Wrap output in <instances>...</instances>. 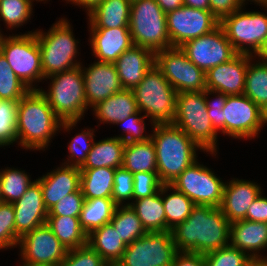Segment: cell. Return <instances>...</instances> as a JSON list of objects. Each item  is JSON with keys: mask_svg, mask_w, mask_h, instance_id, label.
I'll list each match as a JSON object with an SVG mask.
<instances>
[{"mask_svg": "<svg viewBox=\"0 0 267 266\" xmlns=\"http://www.w3.org/2000/svg\"><path fill=\"white\" fill-rule=\"evenodd\" d=\"M250 266H267V257L259 258V259H252Z\"/></svg>", "mask_w": 267, "mask_h": 266, "instance_id": "obj_58", "label": "cell"}, {"mask_svg": "<svg viewBox=\"0 0 267 266\" xmlns=\"http://www.w3.org/2000/svg\"><path fill=\"white\" fill-rule=\"evenodd\" d=\"M19 101L0 100V147L16 142V113Z\"/></svg>", "mask_w": 267, "mask_h": 266, "instance_id": "obj_43", "label": "cell"}, {"mask_svg": "<svg viewBox=\"0 0 267 266\" xmlns=\"http://www.w3.org/2000/svg\"><path fill=\"white\" fill-rule=\"evenodd\" d=\"M123 89L133 90L155 65V54L133 45L114 62Z\"/></svg>", "mask_w": 267, "mask_h": 266, "instance_id": "obj_23", "label": "cell"}, {"mask_svg": "<svg viewBox=\"0 0 267 266\" xmlns=\"http://www.w3.org/2000/svg\"><path fill=\"white\" fill-rule=\"evenodd\" d=\"M77 122L61 121L39 89L29 90L17 104L16 142L24 149L43 150L56 131H70Z\"/></svg>", "mask_w": 267, "mask_h": 266, "instance_id": "obj_2", "label": "cell"}, {"mask_svg": "<svg viewBox=\"0 0 267 266\" xmlns=\"http://www.w3.org/2000/svg\"><path fill=\"white\" fill-rule=\"evenodd\" d=\"M18 245L27 266H59L68 252L46 224L24 234Z\"/></svg>", "mask_w": 267, "mask_h": 266, "instance_id": "obj_15", "label": "cell"}, {"mask_svg": "<svg viewBox=\"0 0 267 266\" xmlns=\"http://www.w3.org/2000/svg\"><path fill=\"white\" fill-rule=\"evenodd\" d=\"M1 52L20 81L30 90H36L33 82L44 80V75L41 66V52L35 31H28L27 34L5 36Z\"/></svg>", "mask_w": 267, "mask_h": 266, "instance_id": "obj_9", "label": "cell"}, {"mask_svg": "<svg viewBox=\"0 0 267 266\" xmlns=\"http://www.w3.org/2000/svg\"><path fill=\"white\" fill-rule=\"evenodd\" d=\"M257 56L262 62H267V40L255 57Z\"/></svg>", "mask_w": 267, "mask_h": 266, "instance_id": "obj_57", "label": "cell"}, {"mask_svg": "<svg viewBox=\"0 0 267 266\" xmlns=\"http://www.w3.org/2000/svg\"><path fill=\"white\" fill-rule=\"evenodd\" d=\"M211 13L220 21L223 17L242 8V0H209Z\"/></svg>", "mask_w": 267, "mask_h": 266, "instance_id": "obj_51", "label": "cell"}, {"mask_svg": "<svg viewBox=\"0 0 267 266\" xmlns=\"http://www.w3.org/2000/svg\"><path fill=\"white\" fill-rule=\"evenodd\" d=\"M161 9L168 13L184 5L183 0H155Z\"/></svg>", "mask_w": 267, "mask_h": 266, "instance_id": "obj_54", "label": "cell"}, {"mask_svg": "<svg viewBox=\"0 0 267 266\" xmlns=\"http://www.w3.org/2000/svg\"><path fill=\"white\" fill-rule=\"evenodd\" d=\"M48 93L39 89L47 98L48 103L61 121H79L83 117L87 106L84 88V77L81 66L74 69L53 74Z\"/></svg>", "mask_w": 267, "mask_h": 266, "instance_id": "obj_6", "label": "cell"}, {"mask_svg": "<svg viewBox=\"0 0 267 266\" xmlns=\"http://www.w3.org/2000/svg\"><path fill=\"white\" fill-rule=\"evenodd\" d=\"M130 0H103L89 16V28L129 27L131 13Z\"/></svg>", "mask_w": 267, "mask_h": 266, "instance_id": "obj_26", "label": "cell"}, {"mask_svg": "<svg viewBox=\"0 0 267 266\" xmlns=\"http://www.w3.org/2000/svg\"><path fill=\"white\" fill-rule=\"evenodd\" d=\"M138 110L151 118V125L173 123L177 92L154 65L133 89Z\"/></svg>", "mask_w": 267, "mask_h": 266, "instance_id": "obj_7", "label": "cell"}, {"mask_svg": "<svg viewBox=\"0 0 267 266\" xmlns=\"http://www.w3.org/2000/svg\"><path fill=\"white\" fill-rule=\"evenodd\" d=\"M123 167L132 174L137 172L157 173L156 151L151 137L146 141L126 143Z\"/></svg>", "mask_w": 267, "mask_h": 266, "instance_id": "obj_32", "label": "cell"}, {"mask_svg": "<svg viewBox=\"0 0 267 266\" xmlns=\"http://www.w3.org/2000/svg\"><path fill=\"white\" fill-rule=\"evenodd\" d=\"M229 245L240 251H247L252 259L265 258L259 251L267 248V223L250 220L230 223Z\"/></svg>", "mask_w": 267, "mask_h": 266, "instance_id": "obj_25", "label": "cell"}, {"mask_svg": "<svg viewBox=\"0 0 267 266\" xmlns=\"http://www.w3.org/2000/svg\"><path fill=\"white\" fill-rule=\"evenodd\" d=\"M206 266H250L252 258L247 252L227 246L204 254Z\"/></svg>", "mask_w": 267, "mask_h": 266, "instance_id": "obj_41", "label": "cell"}, {"mask_svg": "<svg viewBox=\"0 0 267 266\" xmlns=\"http://www.w3.org/2000/svg\"><path fill=\"white\" fill-rule=\"evenodd\" d=\"M242 1H243V3L246 2V0H242ZM249 1H251V2L253 1V2L259 4V6L261 4V6H263L264 8L267 9V0H249Z\"/></svg>", "mask_w": 267, "mask_h": 266, "instance_id": "obj_59", "label": "cell"}, {"mask_svg": "<svg viewBox=\"0 0 267 266\" xmlns=\"http://www.w3.org/2000/svg\"><path fill=\"white\" fill-rule=\"evenodd\" d=\"M195 205L220 207L225 183L196 160L170 184Z\"/></svg>", "mask_w": 267, "mask_h": 266, "instance_id": "obj_13", "label": "cell"}, {"mask_svg": "<svg viewBox=\"0 0 267 266\" xmlns=\"http://www.w3.org/2000/svg\"><path fill=\"white\" fill-rule=\"evenodd\" d=\"M46 225L67 250L87 244L88 235L81 227L79 217L47 216Z\"/></svg>", "mask_w": 267, "mask_h": 266, "instance_id": "obj_33", "label": "cell"}, {"mask_svg": "<svg viewBox=\"0 0 267 266\" xmlns=\"http://www.w3.org/2000/svg\"><path fill=\"white\" fill-rule=\"evenodd\" d=\"M252 57L247 66L244 95L259 106L267 109V62L260 60L252 63Z\"/></svg>", "mask_w": 267, "mask_h": 266, "instance_id": "obj_36", "label": "cell"}, {"mask_svg": "<svg viewBox=\"0 0 267 266\" xmlns=\"http://www.w3.org/2000/svg\"><path fill=\"white\" fill-rule=\"evenodd\" d=\"M89 66H81L87 106L93 107L123 90L114 63L97 61Z\"/></svg>", "mask_w": 267, "mask_h": 266, "instance_id": "obj_19", "label": "cell"}, {"mask_svg": "<svg viewBox=\"0 0 267 266\" xmlns=\"http://www.w3.org/2000/svg\"><path fill=\"white\" fill-rule=\"evenodd\" d=\"M169 189L170 194L166 195ZM162 202L166 214V231H171L176 225L185 221L196 206L184 193L177 191L171 185H162Z\"/></svg>", "mask_w": 267, "mask_h": 266, "instance_id": "obj_35", "label": "cell"}, {"mask_svg": "<svg viewBox=\"0 0 267 266\" xmlns=\"http://www.w3.org/2000/svg\"><path fill=\"white\" fill-rule=\"evenodd\" d=\"M245 220L267 223V198L261 193L248 208Z\"/></svg>", "mask_w": 267, "mask_h": 266, "instance_id": "obj_52", "label": "cell"}, {"mask_svg": "<svg viewBox=\"0 0 267 266\" xmlns=\"http://www.w3.org/2000/svg\"><path fill=\"white\" fill-rule=\"evenodd\" d=\"M184 6L210 11L209 0H183Z\"/></svg>", "mask_w": 267, "mask_h": 266, "instance_id": "obj_56", "label": "cell"}, {"mask_svg": "<svg viewBox=\"0 0 267 266\" xmlns=\"http://www.w3.org/2000/svg\"><path fill=\"white\" fill-rule=\"evenodd\" d=\"M68 2H71V4L78 5L79 7L85 8L88 12H91L100 2L103 0H66Z\"/></svg>", "mask_w": 267, "mask_h": 266, "instance_id": "obj_55", "label": "cell"}, {"mask_svg": "<svg viewBox=\"0 0 267 266\" xmlns=\"http://www.w3.org/2000/svg\"><path fill=\"white\" fill-rule=\"evenodd\" d=\"M152 126L154 134L150 135L156 151L157 175L163 185H170L197 160L196 151L200 147L172 123Z\"/></svg>", "mask_w": 267, "mask_h": 266, "instance_id": "obj_3", "label": "cell"}, {"mask_svg": "<svg viewBox=\"0 0 267 266\" xmlns=\"http://www.w3.org/2000/svg\"><path fill=\"white\" fill-rule=\"evenodd\" d=\"M94 129H85L77 134L69 142L68 150L70 155L65 165L81 168L87 160V155L90 152L94 143ZM68 162V163H67Z\"/></svg>", "mask_w": 267, "mask_h": 266, "instance_id": "obj_42", "label": "cell"}, {"mask_svg": "<svg viewBox=\"0 0 267 266\" xmlns=\"http://www.w3.org/2000/svg\"><path fill=\"white\" fill-rule=\"evenodd\" d=\"M224 134L244 139L258 137L265 125L264 111L246 95H228L223 108Z\"/></svg>", "mask_w": 267, "mask_h": 266, "instance_id": "obj_14", "label": "cell"}, {"mask_svg": "<svg viewBox=\"0 0 267 266\" xmlns=\"http://www.w3.org/2000/svg\"><path fill=\"white\" fill-rule=\"evenodd\" d=\"M141 111L138 110L137 112L131 114L123 121L117 122L115 125H121L123 128V132L126 133L125 135L115 136L119 139L123 140L125 143L131 142H140L146 141L151 137V135H143L145 131V122L144 119L147 118L145 115L141 116ZM139 116V117H138ZM141 116V117H140Z\"/></svg>", "mask_w": 267, "mask_h": 266, "instance_id": "obj_46", "label": "cell"}, {"mask_svg": "<svg viewBox=\"0 0 267 266\" xmlns=\"http://www.w3.org/2000/svg\"><path fill=\"white\" fill-rule=\"evenodd\" d=\"M125 145L123 140L114 136L98 142L94 141L87 160L80 169L122 167Z\"/></svg>", "mask_w": 267, "mask_h": 266, "instance_id": "obj_28", "label": "cell"}, {"mask_svg": "<svg viewBox=\"0 0 267 266\" xmlns=\"http://www.w3.org/2000/svg\"><path fill=\"white\" fill-rule=\"evenodd\" d=\"M16 237L15 211L13 204L0 203V249L18 246Z\"/></svg>", "mask_w": 267, "mask_h": 266, "instance_id": "obj_44", "label": "cell"}, {"mask_svg": "<svg viewBox=\"0 0 267 266\" xmlns=\"http://www.w3.org/2000/svg\"><path fill=\"white\" fill-rule=\"evenodd\" d=\"M85 197L79 188L76 192L66 195L48 210V216L80 217Z\"/></svg>", "mask_w": 267, "mask_h": 266, "instance_id": "obj_48", "label": "cell"}, {"mask_svg": "<svg viewBox=\"0 0 267 266\" xmlns=\"http://www.w3.org/2000/svg\"><path fill=\"white\" fill-rule=\"evenodd\" d=\"M129 30L133 44L154 54L172 47L166 13L155 0H135L131 4Z\"/></svg>", "mask_w": 267, "mask_h": 266, "instance_id": "obj_8", "label": "cell"}, {"mask_svg": "<svg viewBox=\"0 0 267 266\" xmlns=\"http://www.w3.org/2000/svg\"><path fill=\"white\" fill-rule=\"evenodd\" d=\"M100 123L116 124L138 111L133 90L123 89L92 107Z\"/></svg>", "mask_w": 267, "mask_h": 266, "instance_id": "obj_27", "label": "cell"}, {"mask_svg": "<svg viewBox=\"0 0 267 266\" xmlns=\"http://www.w3.org/2000/svg\"><path fill=\"white\" fill-rule=\"evenodd\" d=\"M155 65L177 93L206 90V74L190 61L180 47L155 53Z\"/></svg>", "mask_w": 267, "mask_h": 266, "instance_id": "obj_12", "label": "cell"}, {"mask_svg": "<svg viewBox=\"0 0 267 266\" xmlns=\"http://www.w3.org/2000/svg\"><path fill=\"white\" fill-rule=\"evenodd\" d=\"M5 36L2 35L1 31H0V52H1V46H2V42Z\"/></svg>", "mask_w": 267, "mask_h": 266, "instance_id": "obj_60", "label": "cell"}, {"mask_svg": "<svg viewBox=\"0 0 267 266\" xmlns=\"http://www.w3.org/2000/svg\"><path fill=\"white\" fill-rule=\"evenodd\" d=\"M216 94V99L212 101L208 99V95ZM227 96L223 93L213 92L210 90H205V101L207 106V112L209 119L212 123L214 130L218 133L221 131L224 134V124H223V108L227 101Z\"/></svg>", "mask_w": 267, "mask_h": 266, "instance_id": "obj_50", "label": "cell"}, {"mask_svg": "<svg viewBox=\"0 0 267 266\" xmlns=\"http://www.w3.org/2000/svg\"><path fill=\"white\" fill-rule=\"evenodd\" d=\"M59 266H110L88 243L68 250Z\"/></svg>", "mask_w": 267, "mask_h": 266, "instance_id": "obj_45", "label": "cell"}, {"mask_svg": "<svg viewBox=\"0 0 267 266\" xmlns=\"http://www.w3.org/2000/svg\"><path fill=\"white\" fill-rule=\"evenodd\" d=\"M134 179L133 174L123 166L116 168L114 175V185L112 199L117 205H123L128 200L133 199Z\"/></svg>", "mask_w": 267, "mask_h": 266, "instance_id": "obj_47", "label": "cell"}, {"mask_svg": "<svg viewBox=\"0 0 267 266\" xmlns=\"http://www.w3.org/2000/svg\"><path fill=\"white\" fill-rule=\"evenodd\" d=\"M87 243L110 265L122 258L127 245L109 222L88 234Z\"/></svg>", "mask_w": 267, "mask_h": 266, "instance_id": "obj_29", "label": "cell"}, {"mask_svg": "<svg viewBox=\"0 0 267 266\" xmlns=\"http://www.w3.org/2000/svg\"><path fill=\"white\" fill-rule=\"evenodd\" d=\"M166 22L172 47H180L188 40L205 35L219 25L211 11L184 5L166 13Z\"/></svg>", "mask_w": 267, "mask_h": 266, "instance_id": "obj_17", "label": "cell"}, {"mask_svg": "<svg viewBox=\"0 0 267 266\" xmlns=\"http://www.w3.org/2000/svg\"><path fill=\"white\" fill-rule=\"evenodd\" d=\"M171 233L178 252L204 255L230 244V222L220 207L196 205Z\"/></svg>", "mask_w": 267, "mask_h": 266, "instance_id": "obj_1", "label": "cell"}, {"mask_svg": "<svg viewBox=\"0 0 267 266\" xmlns=\"http://www.w3.org/2000/svg\"><path fill=\"white\" fill-rule=\"evenodd\" d=\"M110 223L126 245L147 233L136 212L130 205H117Z\"/></svg>", "mask_w": 267, "mask_h": 266, "instance_id": "obj_37", "label": "cell"}, {"mask_svg": "<svg viewBox=\"0 0 267 266\" xmlns=\"http://www.w3.org/2000/svg\"><path fill=\"white\" fill-rule=\"evenodd\" d=\"M264 122L267 123V109L264 111Z\"/></svg>", "mask_w": 267, "mask_h": 266, "instance_id": "obj_61", "label": "cell"}, {"mask_svg": "<svg viewBox=\"0 0 267 266\" xmlns=\"http://www.w3.org/2000/svg\"><path fill=\"white\" fill-rule=\"evenodd\" d=\"M241 9L223 17L219 25L238 54L256 56L267 40V14Z\"/></svg>", "mask_w": 267, "mask_h": 266, "instance_id": "obj_10", "label": "cell"}, {"mask_svg": "<svg viewBox=\"0 0 267 266\" xmlns=\"http://www.w3.org/2000/svg\"><path fill=\"white\" fill-rule=\"evenodd\" d=\"M25 171L7 167L0 171L2 202L13 204L33 183Z\"/></svg>", "mask_w": 267, "mask_h": 266, "instance_id": "obj_38", "label": "cell"}, {"mask_svg": "<svg viewBox=\"0 0 267 266\" xmlns=\"http://www.w3.org/2000/svg\"><path fill=\"white\" fill-rule=\"evenodd\" d=\"M172 124L187 134L200 150L216 156L218 133L209 119L205 91L177 93L176 113Z\"/></svg>", "mask_w": 267, "mask_h": 266, "instance_id": "obj_4", "label": "cell"}, {"mask_svg": "<svg viewBox=\"0 0 267 266\" xmlns=\"http://www.w3.org/2000/svg\"><path fill=\"white\" fill-rule=\"evenodd\" d=\"M16 237L46 224L48 210L43 202V193L38 179L28 187L22 197L13 203Z\"/></svg>", "mask_w": 267, "mask_h": 266, "instance_id": "obj_20", "label": "cell"}, {"mask_svg": "<svg viewBox=\"0 0 267 266\" xmlns=\"http://www.w3.org/2000/svg\"><path fill=\"white\" fill-rule=\"evenodd\" d=\"M29 90L13 72L6 57L0 52V100L20 101Z\"/></svg>", "mask_w": 267, "mask_h": 266, "instance_id": "obj_39", "label": "cell"}, {"mask_svg": "<svg viewBox=\"0 0 267 266\" xmlns=\"http://www.w3.org/2000/svg\"><path fill=\"white\" fill-rule=\"evenodd\" d=\"M177 253L171 231L147 232L127 245L115 266H172Z\"/></svg>", "mask_w": 267, "mask_h": 266, "instance_id": "obj_11", "label": "cell"}, {"mask_svg": "<svg viewBox=\"0 0 267 266\" xmlns=\"http://www.w3.org/2000/svg\"><path fill=\"white\" fill-rule=\"evenodd\" d=\"M255 56L237 54L229 62L210 68L206 74V89L225 95L244 94L249 60Z\"/></svg>", "mask_w": 267, "mask_h": 266, "instance_id": "obj_18", "label": "cell"}, {"mask_svg": "<svg viewBox=\"0 0 267 266\" xmlns=\"http://www.w3.org/2000/svg\"><path fill=\"white\" fill-rule=\"evenodd\" d=\"M81 170L78 167L63 164L56 170L38 178L43 193V202L47 210L63 197L80 188Z\"/></svg>", "mask_w": 267, "mask_h": 266, "instance_id": "obj_24", "label": "cell"}, {"mask_svg": "<svg viewBox=\"0 0 267 266\" xmlns=\"http://www.w3.org/2000/svg\"><path fill=\"white\" fill-rule=\"evenodd\" d=\"M134 189L133 200L143 197H149L157 193L163 185L157 173L153 172H137L133 174Z\"/></svg>", "mask_w": 267, "mask_h": 266, "instance_id": "obj_49", "label": "cell"}, {"mask_svg": "<svg viewBox=\"0 0 267 266\" xmlns=\"http://www.w3.org/2000/svg\"><path fill=\"white\" fill-rule=\"evenodd\" d=\"M72 31L70 23L65 18L57 21L46 33L35 31L41 52L44 79L82 65L75 60L79 53V41L75 39Z\"/></svg>", "mask_w": 267, "mask_h": 266, "instance_id": "obj_5", "label": "cell"}, {"mask_svg": "<svg viewBox=\"0 0 267 266\" xmlns=\"http://www.w3.org/2000/svg\"><path fill=\"white\" fill-rule=\"evenodd\" d=\"M34 0H0V18L7 28H18L30 20Z\"/></svg>", "mask_w": 267, "mask_h": 266, "instance_id": "obj_40", "label": "cell"}, {"mask_svg": "<svg viewBox=\"0 0 267 266\" xmlns=\"http://www.w3.org/2000/svg\"><path fill=\"white\" fill-rule=\"evenodd\" d=\"M2 202V194H1V178H0V203Z\"/></svg>", "mask_w": 267, "mask_h": 266, "instance_id": "obj_62", "label": "cell"}, {"mask_svg": "<svg viewBox=\"0 0 267 266\" xmlns=\"http://www.w3.org/2000/svg\"><path fill=\"white\" fill-rule=\"evenodd\" d=\"M172 266H206L203 254L178 252Z\"/></svg>", "mask_w": 267, "mask_h": 266, "instance_id": "obj_53", "label": "cell"}, {"mask_svg": "<svg viewBox=\"0 0 267 266\" xmlns=\"http://www.w3.org/2000/svg\"><path fill=\"white\" fill-rule=\"evenodd\" d=\"M80 189L85 199L112 198L114 168L80 169Z\"/></svg>", "mask_w": 267, "mask_h": 266, "instance_id": "obj_31", "label": "cell"}, {"mask_svg": "<svg viewBox=\"0 0 267 266\" xmlns=\"http://www.w3.org/2000/svg\"><path fill=\"white\" fill-rule=\"evenodd\" d=\"M116 207L112 198L85 199L79 219L86 234L109 223Z\"/></svg>", "mask_w": 267, "mask_h": 266, "instance_id": "obj_34", "label": "cell"}, {"mask_svg": "<svg viewBox=\"0 0 267 266\" xmlns=\"http://www.w3.org/2000/svg\"><path fill=\"white\" fill-rule=\"evenodd\" d=\"M180 48L205 73L210 68L229 62L238 54L220 25L205 35L188 40Z\"/></svg>", "mask_w": 267, "mask_h": 266, "instance_id": "obj_16", "label": "cell"}, {"mask_svg": "<svg viewBox=\"0 0 267 266\" xmlns=\"http://www.w3.org/2000/svg\"><path fill=\"white\" fill-rule=\"evenodd\" d=\"M260 193L261 187L255 182L233 178L225 182L220 208L230 223L245 220L248 208Z\"/></svg>", "mask_w": 267, "mask_h": 266, "instance_id": "obj_21", "label": "cell"}, {"mask_svg": "<svg viewBox=\"0 0 267 266\" xmlns=\"http://www.w3.org/2000/svg\"><path fill=\"white\" fill-rule=\"evenodd\" d=\"M90 45L99 62L114 63L134 44L129 27L90 28Z\"/></svg>", "mask_w": 267, "mask_h": 266, "instance_id": "obj_22", "label": "cell"}, {"mask_svg": "<svg viewBox=\"0 0 267 266\" xmlns=\"http://www.w3.org/2000/svg\"><path fill=\"white\" fill-rule=\"evenodd\" d=\"M126 205H130L136 212L147 232L166 231V214L162 202V186L152 196L132 200L131 203L128 202Z\"/></svg>", "mask_w": 267, "mask_h": 266, "instance_id": "obj_30", "label": "cell"}]
</instances>
